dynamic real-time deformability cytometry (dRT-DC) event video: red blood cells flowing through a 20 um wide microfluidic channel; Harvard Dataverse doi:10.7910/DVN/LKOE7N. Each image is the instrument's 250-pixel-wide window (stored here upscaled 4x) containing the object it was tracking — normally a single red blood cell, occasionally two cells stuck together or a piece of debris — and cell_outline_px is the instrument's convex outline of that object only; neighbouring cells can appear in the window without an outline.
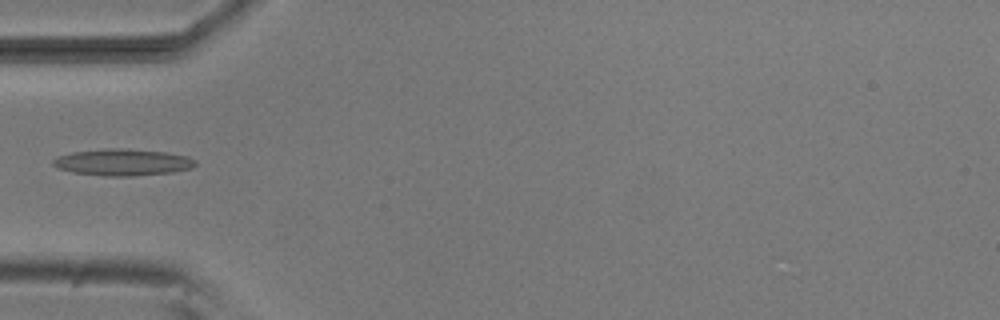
{"species": "common noctule bat (a hibernating species)", "species_latin": "Nyctalus noctula", "temperature_condition": "room temperature", "stored_images_in_passage": 22, "camera_frame_rate_fps": 3000, "um_per_image_px": 0.085, "animal": {"sex": "male", "body_mass_g": 20.5, "forearm_length_mm": 52.5}, "frame": {"image": 1, "passage_image": 1, "time_ms": 0.0, "image_size_px": [1000, 320], "cell_outline_px": [[196, 164], [192, 168], [172, 172], [132, 176], [104, 176], [72, 172], [56, 168], [52, 164], [52, 160], [60, 156], [72, 152], [104, 148], [124, 148], [164, 152], [188, 156], [196, 160]], "centroid_in_image_um": [10.42, 13.79], "position_along_channel_um": 74.6, "area_um2": 22.2}}